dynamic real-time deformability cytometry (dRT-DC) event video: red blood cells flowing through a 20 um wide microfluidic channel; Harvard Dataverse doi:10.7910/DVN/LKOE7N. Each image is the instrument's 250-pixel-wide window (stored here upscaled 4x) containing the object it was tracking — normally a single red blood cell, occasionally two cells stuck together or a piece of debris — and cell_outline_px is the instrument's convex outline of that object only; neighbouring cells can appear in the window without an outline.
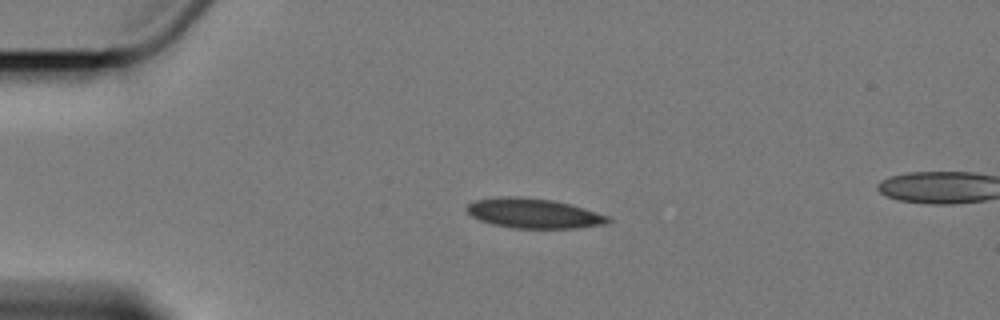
{"species": "Egyptian fruit bat (a non-hibernating species)", "species_latin": "Rousettus aegyptiacus", "temperature_condition": "cold", "stored_images_in_passage": 3, "segment_of_instrument_passage": [1, 2], "camera_frame_rate_fps": 3000, "um_per_image_px": 0.085, "animal": {"sex": "female"}, "frame": {"image": 1, "passage_image": 1, "time_ms": 0.0, "image_size_px": [1000, 320], "cell_outline_px": [[612, 220], [608, 224], [580, 228], [512, 228], [492, 224], [480, 220], [472, 216], [464, 208], [468, 204], [476, 200], [500, 196], [516, 196], [552, 200], [584, 208], [608, 216]], "centroid_in_image_um": [45.36, 18.14], "position_along_channel_um": 39.6, "area_um2": 24.57}}